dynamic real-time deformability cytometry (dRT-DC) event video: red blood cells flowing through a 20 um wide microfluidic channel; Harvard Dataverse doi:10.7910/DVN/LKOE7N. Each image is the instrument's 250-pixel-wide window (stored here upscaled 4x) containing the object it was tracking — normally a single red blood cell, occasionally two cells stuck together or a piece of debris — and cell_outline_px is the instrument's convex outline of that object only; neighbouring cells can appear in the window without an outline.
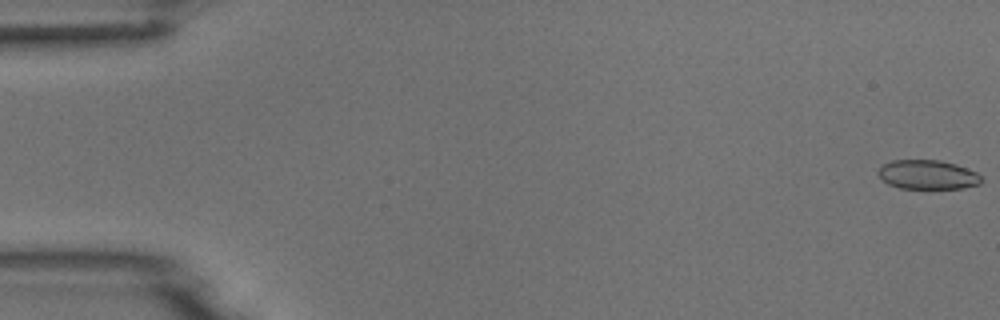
{"species": "common noctule bat (a hibernating species)", "species_latin": "Nyctalus noctula", "temperature_condition": "room temperature", "stored_images_in_passage": 53, "camera_frame_rate_fps": 3000, "um_per_image_px": 0.085, "animal": {"sex": "male", "body_mass_g": 18.8}, "frame": {"image": 1, "passage_image": 1, "time_ms": 0.0, "image_size_px": [1000, 320], "cell_outline_px": [[980, 184], [964, 188], [900, 188], [888, 184], [880, 176], [880, 168], [884, 164], [892, 160], [940, 160], [956, 164], [976, 172], [980, 176]], "centroid_in_image_um": [78.87, 14.84], "position_along_channel_um": 6.1, "area_um2": 17.28}}
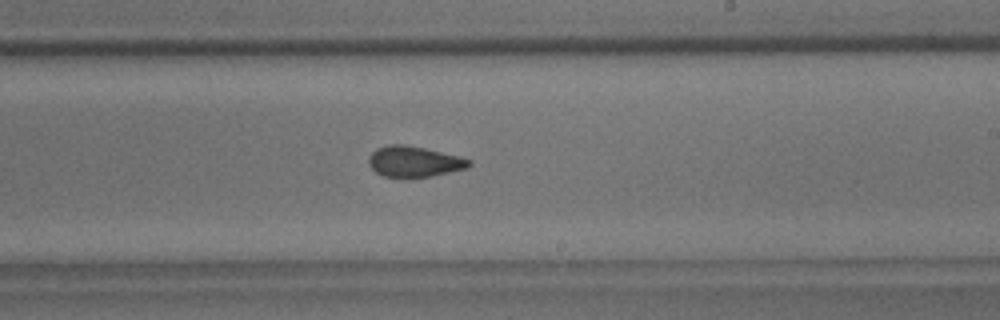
{"frame": {"image": 2, "passage_image": 32, "time_ms": 10.333, "image_size_px": [1000, 320], "cell_outline_px": [[472, 164], [468, 168], [432, 176], [412, 180], [408, 180], [384, 176], [376, 172], [368, 164], [368, 156], [376, 148], [388, 144], [404, 144], [424, 148], [460, 156], [472, 160]], "centroid_in_image_um": [35.19, 13.77], "position_along_channel_um": 253.8, "area_um2": 18.67}}
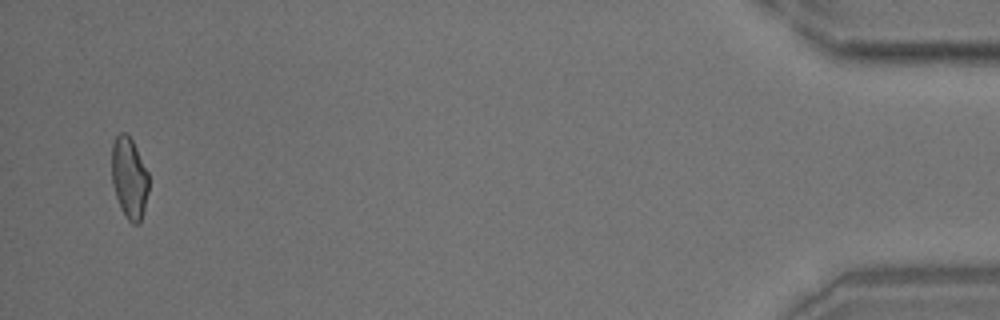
{"frame": {"image": 3, "passage_image": 52, "time_ms": 17.0, "image_size_px": [1000, 320], "cell_outline_px": [[148, 192], [140, 224], [132, 224], [124, 216], [120, 208], [112, 184], [112, 144], [116, 136], [120, 132], [124, 132], [132, 140], [148, 172]], "centroid_in_image_um": [10.98, 15.15], "position_along_channel_um": 424.2, "area_um2": 17.51}}